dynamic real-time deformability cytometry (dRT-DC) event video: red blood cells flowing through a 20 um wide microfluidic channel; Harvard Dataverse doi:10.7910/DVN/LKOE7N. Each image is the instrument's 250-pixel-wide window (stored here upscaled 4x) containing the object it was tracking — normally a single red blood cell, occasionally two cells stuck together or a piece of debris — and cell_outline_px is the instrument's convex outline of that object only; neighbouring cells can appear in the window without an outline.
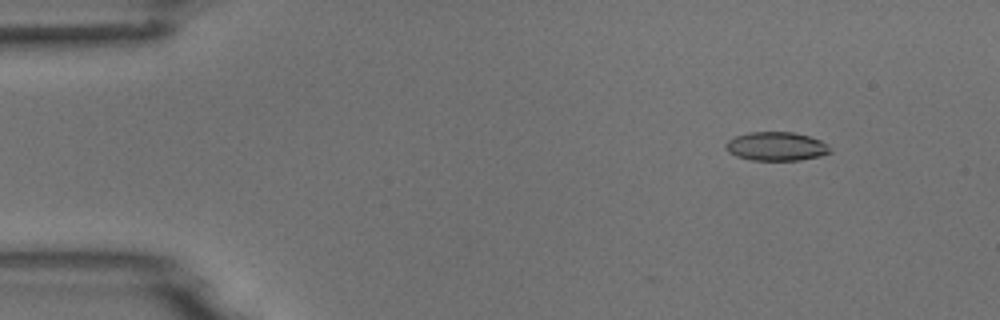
{"species": "common noctule bat (a hibernating species)", "species_latin": "Nyctalus noctula", "temperature_condition": "room temperature", "stored_images_in_passage": 6, "camera_frame_rate_fps": 3000, "um_per_image_px": 0.085, "animal": {"sex": "male", "body_mass_g": 18.8}, "frame": {"image": 1, "passage_image": 2, "time_ms": 1.333, "image_size_px": [1000, 320], "cell_outline_px": [[832, 152], [820, 156], [800, 160], [752, 160], [736, 156], [728, 152], [724, 148], [724, 144], [728, 140], [736, 136], [748, 132], [792, 132], [808, 136], [820, 140]], "centroid_in_image_um": [65.92, 12.44], "position_along_channel_um": 19.1, "area_um2": 17.4}}
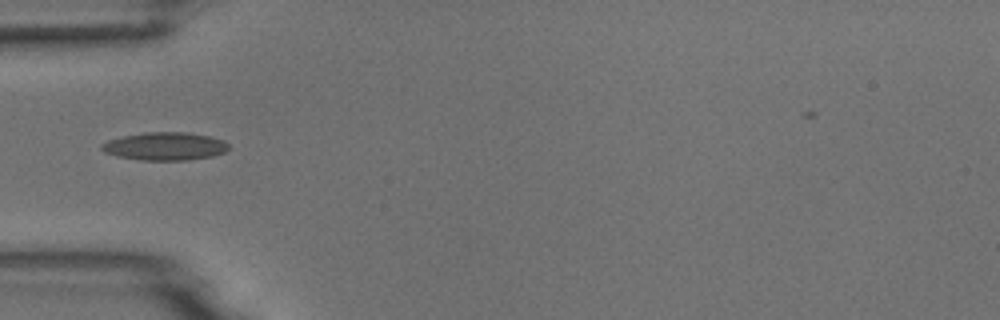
{"frame": {"image": 2, "passage_image": 5, "time_ms": 5.0, "image_size_px": [1000, 320], "cell_outline_px": [[228, 148], [224, 152], [212, 156], [188, 160], [140, 160], [116, 156], [104, 152], [100, 148], [100, 144], [108, 140], [124, 136], [144, 132], [184, 132], [212, 136], [224, 140], [228, 144]], "centroid_in_image_um": [14.01, 12.43], "position_along_channel_um": 71.0, "area_um2": 20.81}}